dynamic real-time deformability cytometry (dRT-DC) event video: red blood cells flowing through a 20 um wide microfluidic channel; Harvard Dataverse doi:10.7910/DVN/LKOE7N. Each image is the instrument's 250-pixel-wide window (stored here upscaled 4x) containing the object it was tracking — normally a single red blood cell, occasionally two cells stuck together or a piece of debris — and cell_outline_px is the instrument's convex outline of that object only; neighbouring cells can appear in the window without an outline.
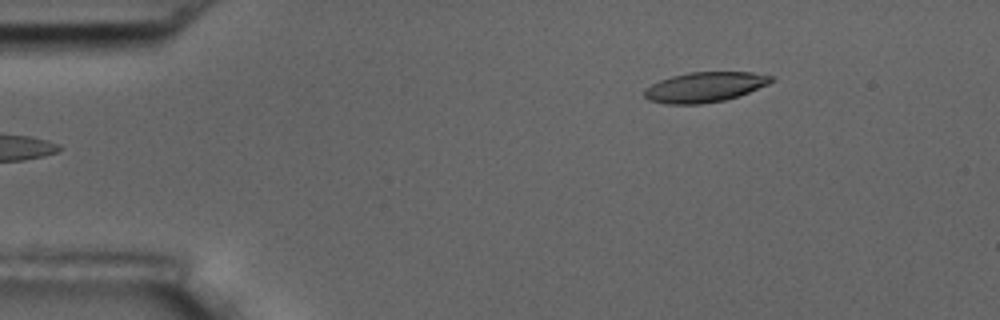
{"species": "common noctule bat (a hibernating species)", "species_latin": "Nyctalus noctula", "temperature_condition": "room temperature", "stored_images_in_passage": 3, "camera_frame_rate_fps": 3000, "um_per_image_px": 0.085, "animal": {"sex": "male", "body_mass_g": 17.5, "forearm_length_mm": 52.3}, "frame": {"image": 1, "passage_image": 1, "time_ms": 0.0, "image_size_px": [1000, 320], "cell_outline_px": [[776, 80], [768, 84], [748, 92], [724, 100], [700, 104], [668, 104], [648, 100], [644, 96], [644, 92], [652, 84], [660, 80], [672, 76], [688, 72], [752, 72], [772, 76]], "centroid_in_image_um": [59.91, 7.39], "position_along_channel_um": 25.1, "area_um2": 22.02}}